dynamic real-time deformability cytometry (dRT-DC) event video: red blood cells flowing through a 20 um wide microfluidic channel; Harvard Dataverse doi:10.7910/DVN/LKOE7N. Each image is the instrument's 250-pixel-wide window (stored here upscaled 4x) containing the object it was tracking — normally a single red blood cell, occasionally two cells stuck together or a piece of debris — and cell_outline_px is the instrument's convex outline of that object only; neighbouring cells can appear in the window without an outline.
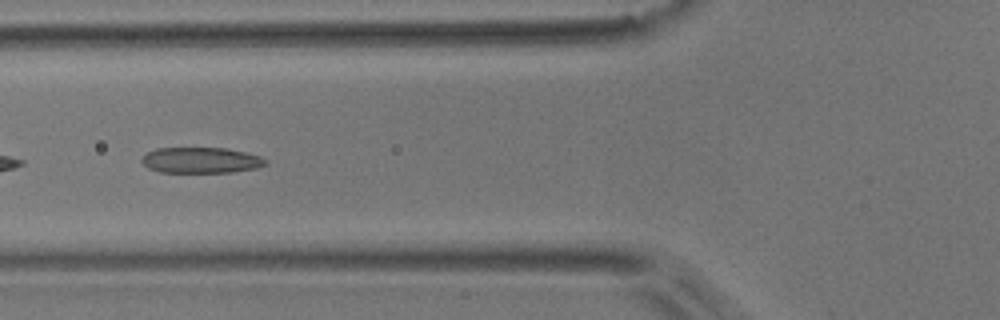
{"species": "common noctule bat (a hibernating species)", "species_latin": "Nyctalus noctula", "temperature_condition": "room temperature", "stored_images_in_passage": 12, "camera_frame_rate_fps": 3000, "um_per_image_px": 0.085, "animal": {"sex": "male", "body_mass_g": 17.9}, "frame": {"image": 1, "passage_image": 4, "time_ms": 1.0, "image_size_px": [1000, 320], "cell_outline_px": [[268, 164], [256, 168], [232, 172], [160, 172], [148, 168], [140, 160], [148, 152], [156, 148], [224, 148], [244, 152], [260, 156], [268, 160]], "centroid_in_image_um": [17.1, 13.62], "position_along_channel_um": 108.7, "area_um2": 18.55}}
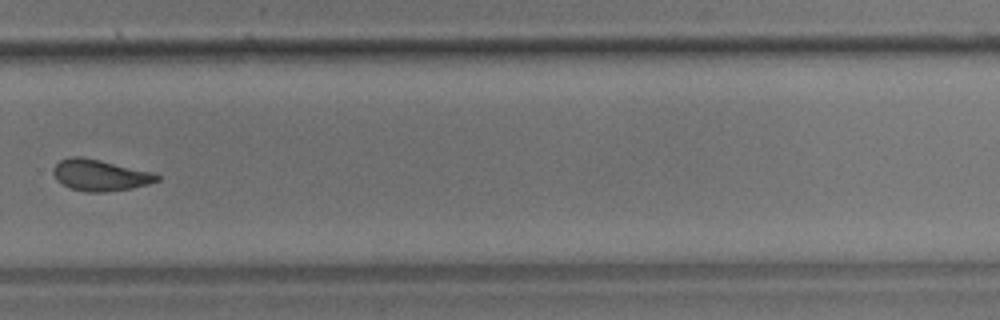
{"frame": {"image": 2, "passage_image": 9, "time_ms": 2.667, "image_size_px": [1000, 320], "cell_outline_px": [[160, 180], [148, 184], [132, 188], [108, 192], [88, 192], [72, 188], [56, 180], [52, 172], [52, 168], [60, 160], [72, 156], [80, 156], [100, 160], [152, 172], [160, 176]], "centroid_in_image_um": [8.5, 14.89], "position_along_channel_um": 321.3, "area_um2": 18.84}}
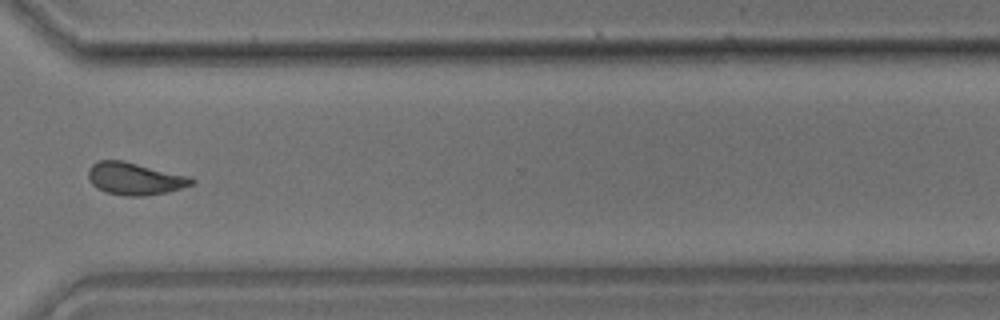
{"frame": {"image": 3, "passage_image": 10, "time_ms": 3.0, "image_size_px": [1000, 320], "cell_outline_px": [[196, 180], [192, 184], [168, 192], [144, 196], [124, 196], [108, 192], [96, 188], [92, 184], [88, 176], [88, 168], [92, 164], [100, 160], [124, 160], [192, 176]], "centroid_in_image_um": [11.48, 15.17], "position_along_channel_um": 359.1, "area_um2": 19.71}}